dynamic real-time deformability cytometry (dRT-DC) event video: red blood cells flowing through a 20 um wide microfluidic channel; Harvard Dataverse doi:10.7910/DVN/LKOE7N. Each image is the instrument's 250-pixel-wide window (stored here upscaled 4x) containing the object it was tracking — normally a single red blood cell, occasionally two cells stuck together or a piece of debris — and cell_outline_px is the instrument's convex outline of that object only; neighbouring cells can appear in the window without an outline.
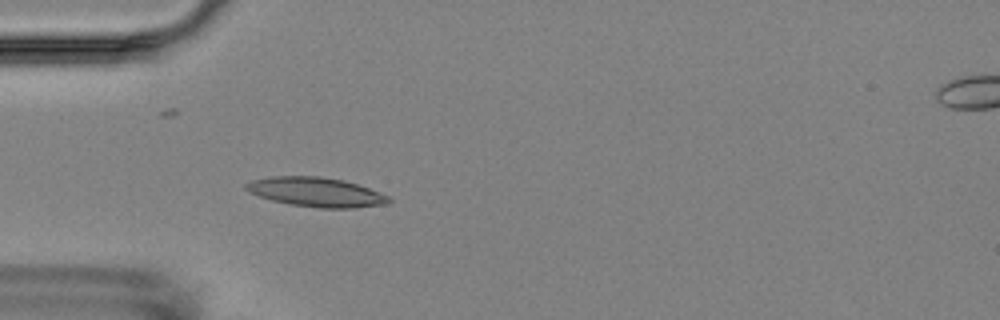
{"species": "Egyptian fruit bat (a non-hibernating species)", "species_latin": "Rousettus aegyptiacus", "temperature_condition": "room temperature", "stored_images_in_passage": 6, "camera_frame_rate_fps": 3000, "um_per_image_px": 0.085, "animal": {"sex": "female"}, "frame": {"image": 1, "passage_image": 5, "time_ms": 4.333, "image_size_px": [1000, 320], "cell_outline_px": [[392, 204], [356, 208], [320, 208], [288, 204], [272, 200], [248, 192], [244, 188], [244, 184], [252, 180], [272, 176], [320, 176], [344, 180], [368, 188], [388, 196], [392, 200]], "centroid_in_image_um": [26.89, 16.33], "position_along_channel_um": 58.1, "area_um2": 24.62}}